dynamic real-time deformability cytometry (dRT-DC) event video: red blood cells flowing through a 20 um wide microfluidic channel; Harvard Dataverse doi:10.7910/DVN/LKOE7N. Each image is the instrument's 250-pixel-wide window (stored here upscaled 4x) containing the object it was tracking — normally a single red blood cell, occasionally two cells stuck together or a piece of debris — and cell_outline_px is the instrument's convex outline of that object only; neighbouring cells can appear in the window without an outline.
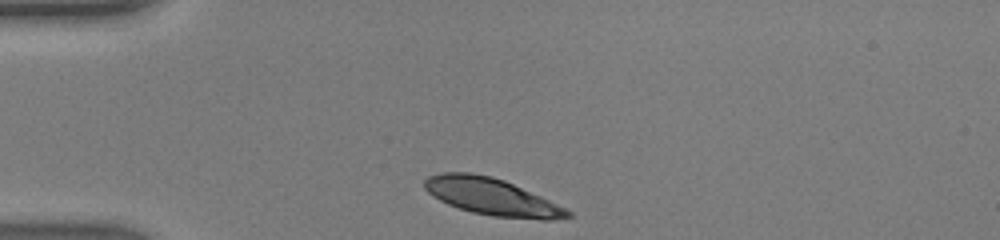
{"species": "human", "species_latin": "Homo sapiens", "temperature_condition": "warm", "stored_images_in_passage": 29, "camera_frame_rate_fps": 3000, "um_per_image_px": 0.085, "donor": {"sex": "male"}, "frame": {"image": 1, "passage_image": 1, "time_ms": 0.0, "image_size_px": [1000, 240], "cell_outline_px": [[572, 216], [548, 220], [544, 220], [492, 216], [472, 212], [448, 204], [432, 196], [424, 188], [424, 180], [428, 176], [440, 172], [472, 172], [492, 176], [504, 180], [568, 208], [572, 212]], "centroid_in_image_um": [41.8, 16.71], "position_along_channel_um": 43.2, "area_um2": 30.92}}
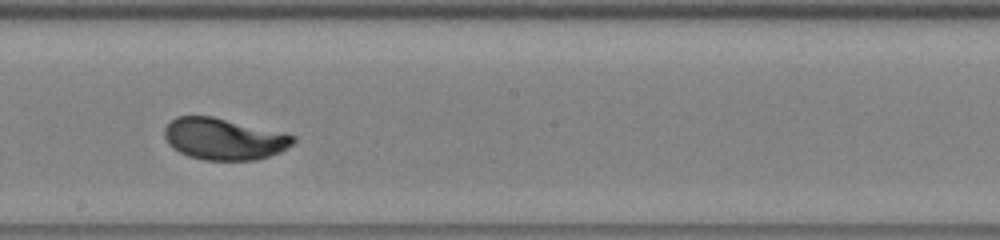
{"frame": {"image": 2, "passage_image": 16, "time_ms": 5.0, "image_size_px": [1000, 240], "cell_outline_px": [[296, 140], [292, 144], [280, 152], [256, 160], [204, 160], [188, 156], [172, 148], [168, 144], [164, 136], [164, 128], [176, 116], [212, 116], [284, 132], [296, 136]], "centroid_in_image_um": [19.03, 11.81], "position_along_channel_um": 229.2, "area_um2": 31.33}}
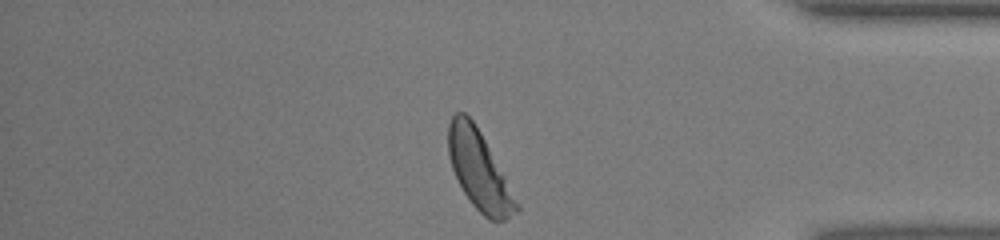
{"frame": {"image": 3, "passage_image": 29, "time_ms": 9.333, "image_size_px": [1000, 240], "cell_outline_px": [[520, 208], [516, 212], [504, 220], [488, 220], [472, 204], [464, 192], [452, 168], [448, 156], [448, 124], [452, 116], [456, 112], [464, 112], [472, 120], [480, 132], [520, 204]], "centroid_in_image_um": [40.72, 14.48], "position_along_channel_um": 394.5, "area_um2": 30.69}, "authors_computed_cell_mechanics": {"area_um2": 31.212, "velocity_mm_per_s": 4.374, "shape_relaxation_time_tau1_ms": 2.3756, "shape_relaxation_time_tau2_ms": null, "deformation_change_tau1": 0.1575, "deformation_change_tau2": null}}